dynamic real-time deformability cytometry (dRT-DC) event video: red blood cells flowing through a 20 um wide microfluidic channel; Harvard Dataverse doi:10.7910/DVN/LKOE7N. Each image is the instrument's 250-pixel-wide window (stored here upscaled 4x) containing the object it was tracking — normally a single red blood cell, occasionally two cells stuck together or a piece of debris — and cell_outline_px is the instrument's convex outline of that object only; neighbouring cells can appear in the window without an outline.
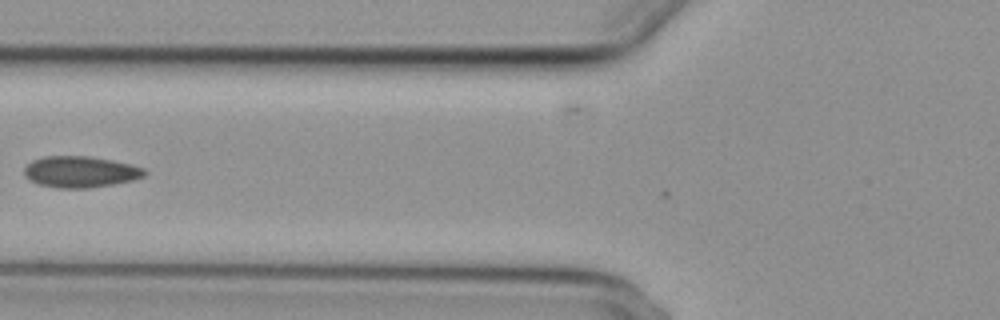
{"species": "common noctule bat (a hibernating species)", "species_latin": "Nyctalus noctula", "temperature_condition": "cold", "stored_images_in_passage": 7, "camera_frame_rate_fps": 3000, "um_per_image_px": 0.085, "animal": {"sex": "female", "body_mass_g": 29.2, "forearm_length_mm": 56.3}, "frame": {"image": 1, "passage_image": 2, "time_ms": 0.333, "image_size_px": [1000, 320], "cell_outline_px": [[148, 172], [144, 176], [132, 180], [112, 184], [88, 188], [56, 188], [40, 184], [28, 180], [24, 176], [24, 168], [32, 160], [44, 156], [88, 156], [112, 160], [132, 164], [144, 168]], "centroid_in_image_um": [6.82, 14.6], "position_along_channel_um": 119.0, "area_um2": 22.02}}
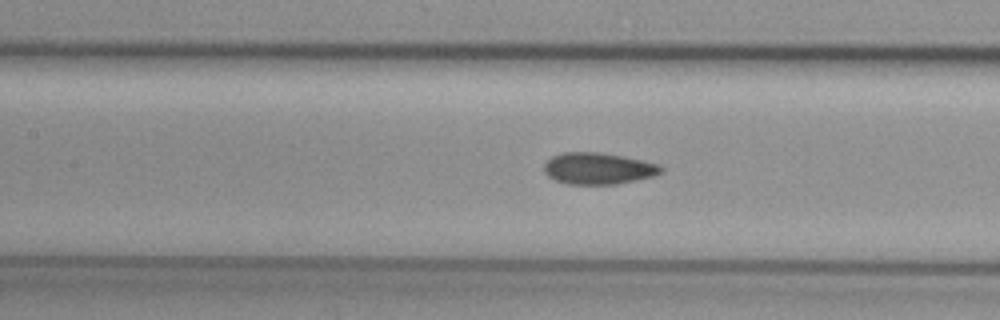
{"frame": {"image": 2, "passage_image": 5, "time_ms": 1.333, "image_size_px": [1000, 320], "cell_outline_px": [[664, 172], [656, 176], [616, 184], [568, 184], [556, 180], [548, 176], [544, 172], [544, 164], [552, 156], [564, 152], [600, 152], [660, 164], [664, 168]], "centroid_in_image_um": [50.88, 14.32], "position_along_channel_um": 156.5, "area_um2": 21.56}}